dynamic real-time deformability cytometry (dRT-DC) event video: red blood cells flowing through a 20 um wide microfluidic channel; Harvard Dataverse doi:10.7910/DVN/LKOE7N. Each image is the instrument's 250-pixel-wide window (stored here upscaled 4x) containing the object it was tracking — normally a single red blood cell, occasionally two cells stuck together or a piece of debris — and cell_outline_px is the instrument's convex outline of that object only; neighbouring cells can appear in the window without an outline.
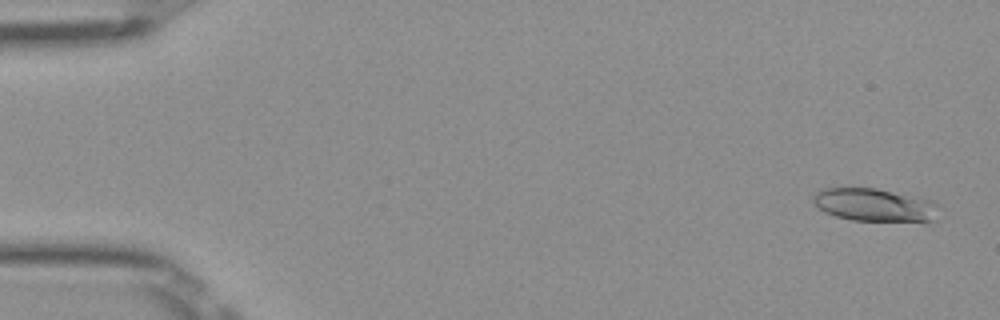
{"species": "Egyptian fruit bat (a non-hibernating species)", "species_latin": "Rousettus aegyptiacus", "temperature_condition": "room temperature", "stored_images_in_passage": 49, "camera_frame_rate_fps": 3000, "um_per_image_px": 0.085, "frame": {"image": 1, "passage_image": 2, "time_ms": 0.333, "image_size_px": [1000, 320], "cell_outline_px": [[936, 220], [852, 220], [836, 216], [824, 212], [812, 200], [816, 192], [820, 188], [876, 188], [936, 200]], "centroid_in_image_um": [74.32, 17.39], "position_along_channel_um": 10.7, "area_um2": 23.81}}
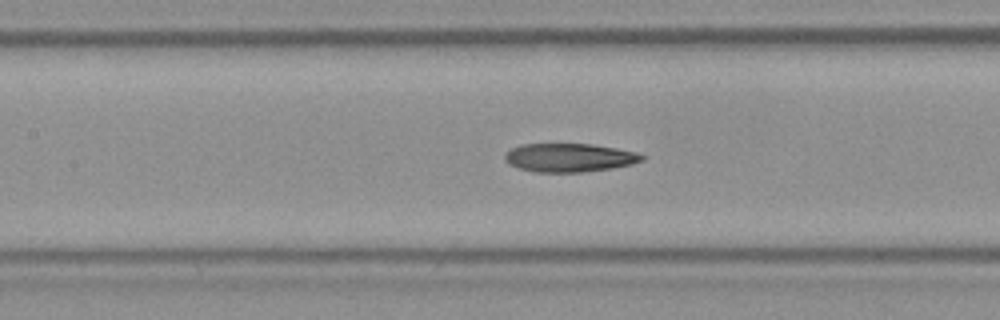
{"frame": {"image": 2, "passage_image": 23, "time_ms": 7.333, "image_size_px": [1000, 320], "cell_outline_px": [[648, 156], [644, 160], [632, 164], [612, 168], [580, 172], [532, 172], [516, 168], [508, 164], [504, 160], [504, 152], [520, 144], [592, 144], [616, 148], [636, 152]], "centroid_in_image_um": [48.36, 13.4], "position_along_channel_um": 159.0, "area_um2": 23.12}}
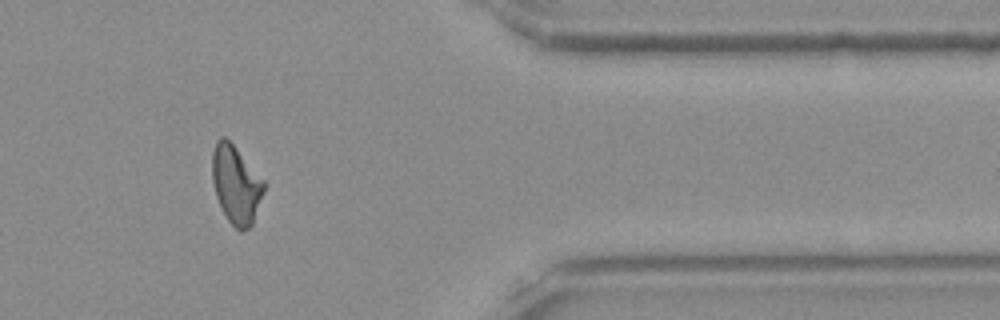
{"frame": {"image": 3, "passage_image": 42, "time_ms": 13.667, "image_size_px": [1000, 320], "cell_outline_px": [[264, 192], [252, 224], [248, 228], [240, 232], [228, 220], [216, 196], [212, 180], [212, 152], [216, 140], [220, 136], [224, 136], [232, 144], [264, 180]], "centroid_in_image_um": [20.05, 15.68], "position_along_channel_um": 391.4, "area_um2": 23.24}, "authors_computed_cell_mechanics": {"area_um2": 23.2356, "velocity_mm_per_s": 4.0126, "shape_relaxation_time_tau1_ms": null, "shape_relaxation_time_tau2_ms": 7.2545, "deformation_change_tau1": null, "deformation_change_tau2": 0.1719}}